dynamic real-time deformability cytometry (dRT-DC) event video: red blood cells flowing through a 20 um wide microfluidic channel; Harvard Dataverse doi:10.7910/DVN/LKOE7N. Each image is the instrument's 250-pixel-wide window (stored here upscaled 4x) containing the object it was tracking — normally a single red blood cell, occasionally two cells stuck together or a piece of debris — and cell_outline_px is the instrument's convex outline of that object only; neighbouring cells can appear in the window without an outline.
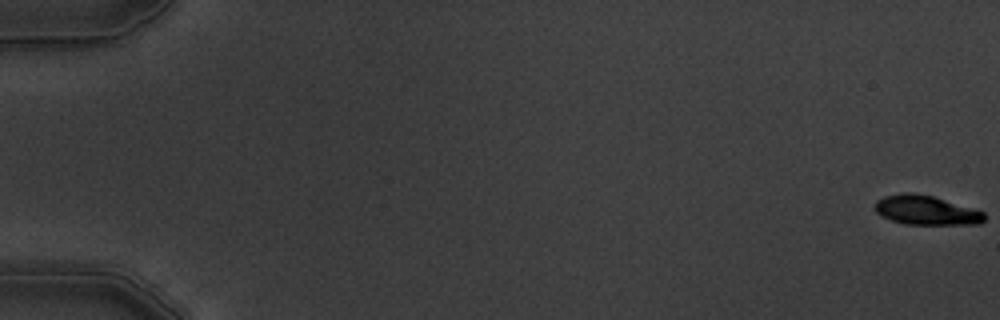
{"species": "common noctule bat (a hibernating species)", "species_latin": "Nyctalus noctula", "temperature_condition": "warm", "stored_images_in_passage": 5, "camera_frame_rate_fps": 3000, "um_per_image_px": 0.085, "animal": {"sex": "male", "body_mass_g": 19.5, "forearm_length_mm": 54.6}, "frame": {"image": 1, "passage_image": 1, "time_ms": 0.0, "image_size_px": [1000, 320], "cell_outline_px": [[984, 220], [980, 224], [904, 224], [880, 216], [876, 212], [876, 200], [884, 196], [904, 192], [912, 192], [932, 196], [984, 212]], "centroid_in_image_um": [78.68, 17.87], "position_along_channel_um": 6.3, "area_um2": 18.5}}
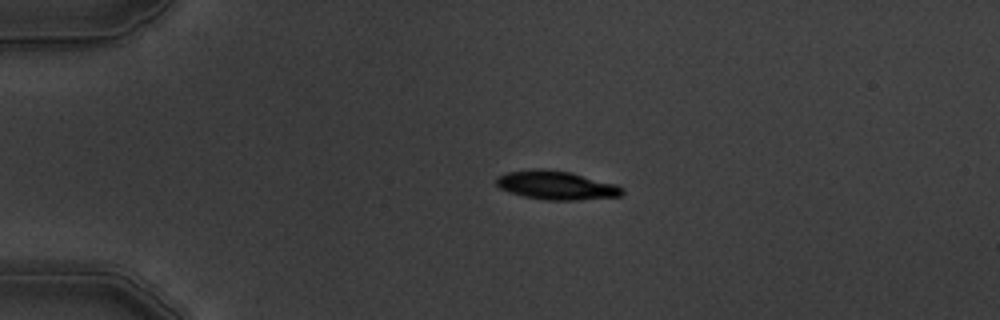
{"frame": {"image": 2, "passage_image": 4, "time_ms": 4.333, "image_size_px": [1000, 320], "cell_outline_px": [[624, 192], [620, 196], [576, 200], [548, 200], [524, 196], [508, 192], [500, 188], [496, 184], [496, 176], [508, 172], [532, 168], [540, 168], [572, 172], [616, 184], [624, 188]], "centroid_in_image_um": [47.28, 15.73], "position_along_channel_um": 37.7, "area_um2": 21.21}}